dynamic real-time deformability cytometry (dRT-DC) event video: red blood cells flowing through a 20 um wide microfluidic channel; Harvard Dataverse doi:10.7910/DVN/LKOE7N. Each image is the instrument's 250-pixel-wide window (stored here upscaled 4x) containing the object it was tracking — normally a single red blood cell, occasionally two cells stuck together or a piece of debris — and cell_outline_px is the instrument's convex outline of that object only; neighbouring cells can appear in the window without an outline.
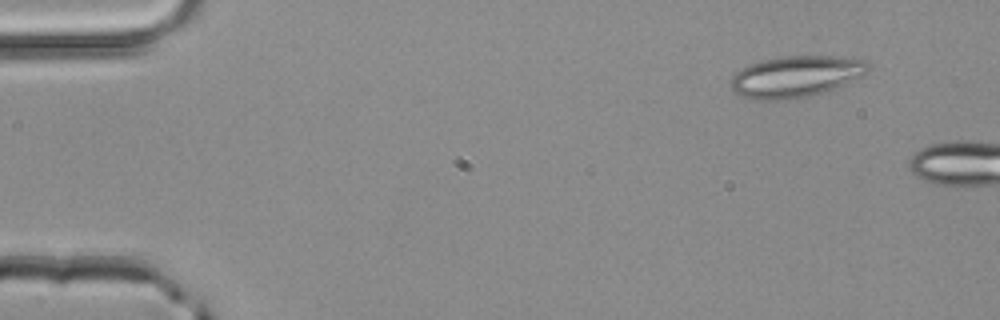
{"species": "common noctule bat (a hibernating species)", "species_latin": "Nyctalus noctula", "temperature_condition": "room temperature", "stored_images_in_passage": 2, "camera_frame_rate_fps": 3000, "um_per_image_px": 0.085, "animal": {"sex": "male", "body_mass_g": 20.4}, "frame": {"image": 1, "passage_image": 1, "time_ms": 0.0, "image_size_px": [1000, 320], "cell_outline_px": [[872, 68], [868, 72], [828, 92], [808, 96], [780, 100], [756, 100], [732, 92], [732, 76], [740, 68], [748, 64], [760, 60], [784, 56], [832, 56], [868, 60]], "centroid_in_image_um": [67.66, 6.5], "position_along_channel_um": 17.3, "area_um2": 33.35}}